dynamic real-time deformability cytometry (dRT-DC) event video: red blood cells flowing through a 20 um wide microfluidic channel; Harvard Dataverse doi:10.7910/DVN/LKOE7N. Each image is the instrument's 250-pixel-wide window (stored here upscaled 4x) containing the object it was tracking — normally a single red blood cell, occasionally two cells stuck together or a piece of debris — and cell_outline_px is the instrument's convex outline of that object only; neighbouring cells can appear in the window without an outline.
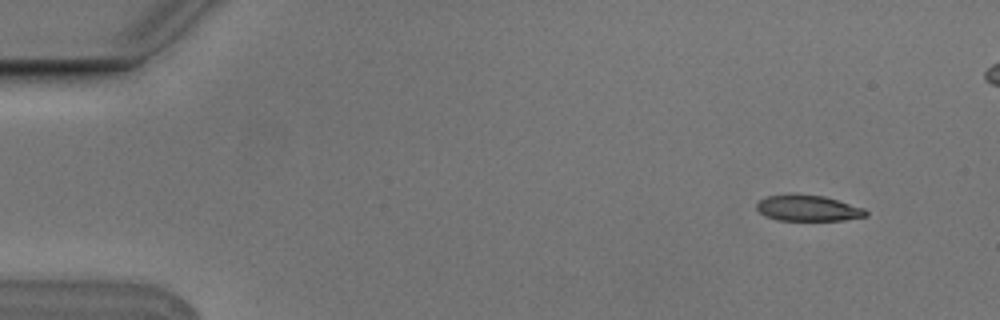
{"species": "Egyptian fruit bat (a non-hibernating species)", "species_latin": "Rousettus aegyptiacus", "temperature_condition": "cold", "stored_images_in_passage": 8, "camera_frame_rate_fps": 3000, "um_per_image_px": 0.085, "animal": {"sex": "male"}, "frame": {"image": 1, "passage_image": 2, "time_ms": 0.333, "image_size_px": [1000, 320], "cell_outline_px": [[868, 216], [844, 220], [776, 220], [764, 216], [756, 208], [756, 204], [760, 200], [768, 196], [824, 196], [864, 208], [868, 212]], "centroid_in_image_um": [68.71, 17.73], "position_along_channel_um": 16.3, "area_um2": 16.01}}
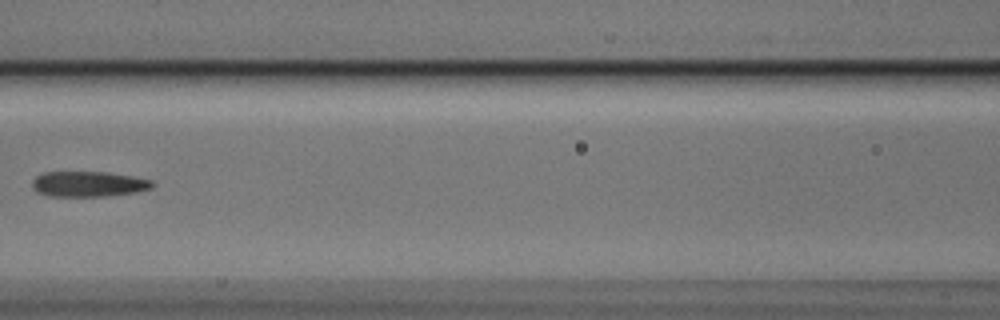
{"frame": {"image": 2, "passage_image": 7, "time_ms": 2.0, "image_size_px": [1000, 320], "cell_outline_px": [[156, 184], [152, 188], [136, 192], [112, 196], [48, 196], [36, 192], [32, 188], [32, 180], [36, 176], [44, 172], [108, 172], [132, 176], [152, 180]], "centroid_in_image_um": [7.53, 15.64], "position_along_channel_um": 159.1, "area_um2": 18.03}}
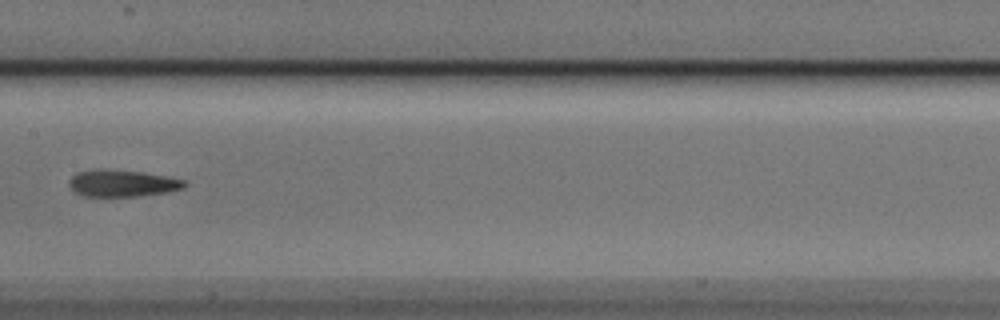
{"frame": {"image": 3, "passage_image": 8, "time_ms": 2.333, "image_size_px": [1000, 320], "cell_outline_px": [[188, 184], [184, 188], [168, 192], [136, 196], [84, 196], [72, 192], [68, 184], [68, 180], [76, 172], [96, 168], [104, 168], [144, 172], [184, 180]], "centroid_in_image_um": [10.33, 15.56], "position_along_channel_um": 197.1, "area_um2": 18.38}}